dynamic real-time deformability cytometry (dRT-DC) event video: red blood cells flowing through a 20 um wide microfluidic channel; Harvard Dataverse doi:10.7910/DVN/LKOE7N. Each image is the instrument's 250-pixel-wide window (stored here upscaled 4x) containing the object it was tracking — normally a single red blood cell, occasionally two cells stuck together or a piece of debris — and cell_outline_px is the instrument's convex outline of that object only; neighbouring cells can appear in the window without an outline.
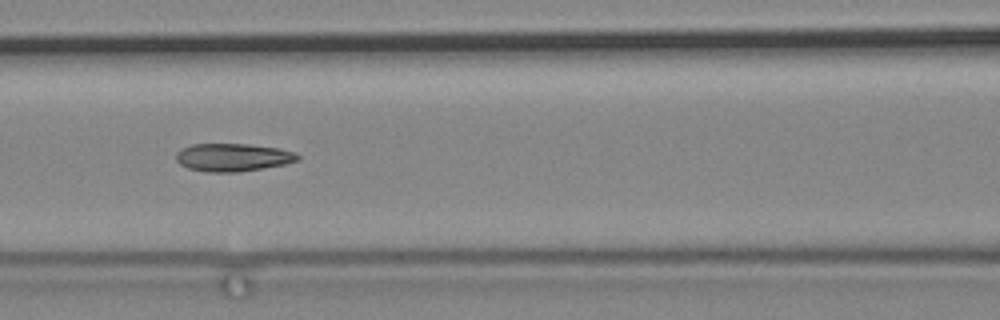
{"species": "common noctule bat (a hibernating species)", "species_latin": "Nyctalus noctula", "temperature_condition": "cold", "stored_images_in_passage": 49, "camera_frame_rate_fps": 3000, "um_per_image_px": 0.085, "animal": {"sex": "male", "body_mass_g": 19.2, "forearm_length_mm": 51.8}, "frame": {"image": 1, "passage_image": 16, "time_ms": 5.0, "image_size_px": [1000, 320], "cell_outline_px": [[300, 160], [284, 164], [240, 172], [208, 172], [188, 168], [180, 164], [176, 160], [176, 152], [180, 148], [192, 144], [248, 144], [280, 148], [296, 152], [300, 156]], "centroid_in_image_um": [19.8, 13.37], "position_along_channel_um": 146.8, "area_um2": 19.94}}
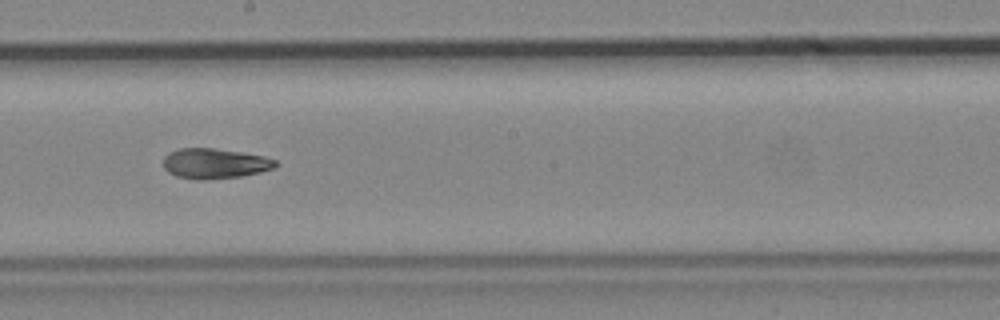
{"frame": {"image": 2, "passage_image": 24, "time_ms": 7.667, "image_size_px": [1000, 320], "cell_outline_px": [[276, 164], [272, 168], [260, 172], [240, 176], [204, 180], [196, 180], [176, 176], [168, 172], [164, 168], [164, 156], [168, 152], [180, 148], [216, 148], [264, 156], [276, 160]], "centroid_in_image_um": [18.2, 13.89], "position_along_channel_um": 230.0, "area_um2": 19.71}}
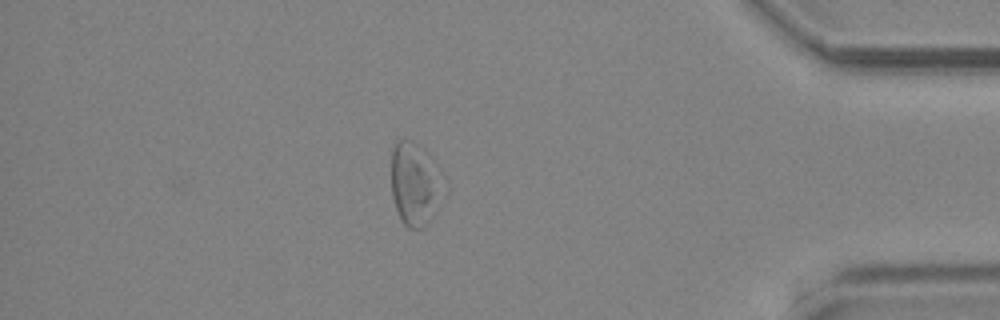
{"frame": {"image": 3, "passage_image": 44, "time_ms": 14.333, "image_size_px": [1000, 320], "cell_outline_px": [[448, 192], [436, 212], [420, 228], [408, 228], [404, 224], [396, 208], [392, 196], [392, 148], [396, 140], [412, 140], [424, 148], [432, 156], [448, 180]], "centroid_in_image_um": [35.39, 15.59], "position_along_channel_um": 399.8, "area_um2": 26.53}}